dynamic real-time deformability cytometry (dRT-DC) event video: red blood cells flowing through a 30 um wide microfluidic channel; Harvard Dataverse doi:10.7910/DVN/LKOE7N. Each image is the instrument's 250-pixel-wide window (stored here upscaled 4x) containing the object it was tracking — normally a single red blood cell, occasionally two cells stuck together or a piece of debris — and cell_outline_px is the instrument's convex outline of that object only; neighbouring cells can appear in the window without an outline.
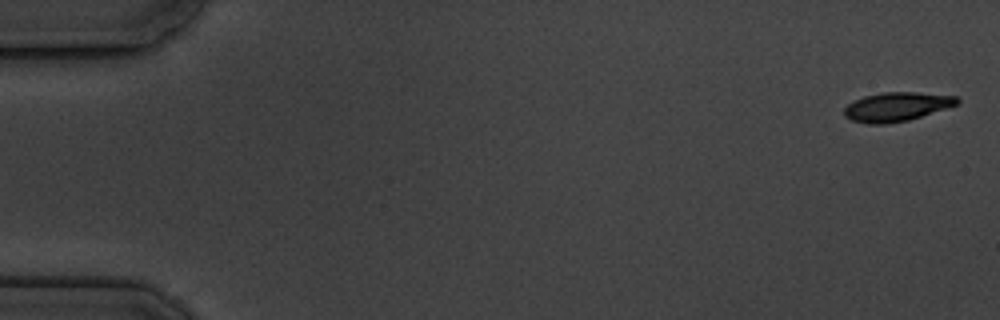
{"species": "common noctule bat (a hibernating species)", "species_latin": "Nyctalus noctula", "temperature_condition": "cold", "stored_images_in_passage": 5, "camera_frame_rate_fps": 3000, "um_per_image_px": 0.085, "animal": {"sex": "male", "body_mass_g": 19.5, "forearm_length_mm": 54.6}, "frame": {"image": 1, "passage_image": 1, "time_ms": 0.0, "image_size_px": [1000, 320], "cell_outline_px": [[960, 104], [908, 120], [884, 124], [868, 124], [852, 120], [844, 116], [844, 108], [848, 104], [864, 96], [884, 92], [916, 92], [956, 96], [960, 100]], "centroid_in_image_um": [76.23, 9.07], "position_along_channel_um": 8.8, "area_um2": 19.02}}
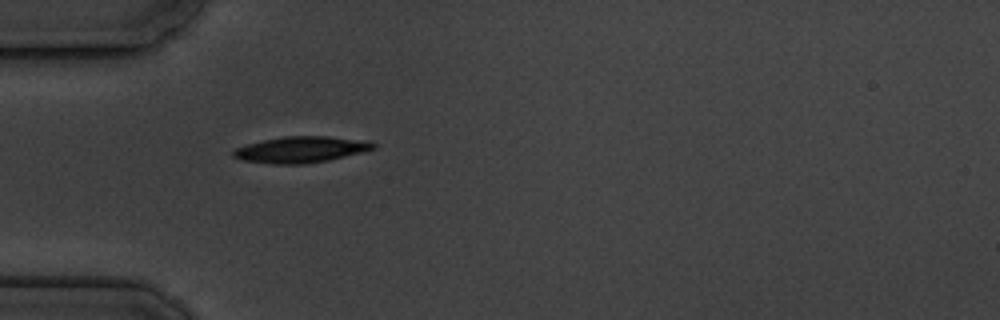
{"frame": {"image": 2, "passage_image": 5, "time_ms": 5.333, "image_size_px": [1000, 320], "cell_outline_px": [[376, 148], [328, 160], [304, 164], [272, 164], [244, 160], [232, 156], [232, 152], [236, 148], [248, 144], [264, 140], [284, 136], [328, 136], [372, 140], [376, 144]], "centroid_in_image_um": [25.63, 12.7], "position_along_channel_um": 59.4, "area_um2": 21.33}}